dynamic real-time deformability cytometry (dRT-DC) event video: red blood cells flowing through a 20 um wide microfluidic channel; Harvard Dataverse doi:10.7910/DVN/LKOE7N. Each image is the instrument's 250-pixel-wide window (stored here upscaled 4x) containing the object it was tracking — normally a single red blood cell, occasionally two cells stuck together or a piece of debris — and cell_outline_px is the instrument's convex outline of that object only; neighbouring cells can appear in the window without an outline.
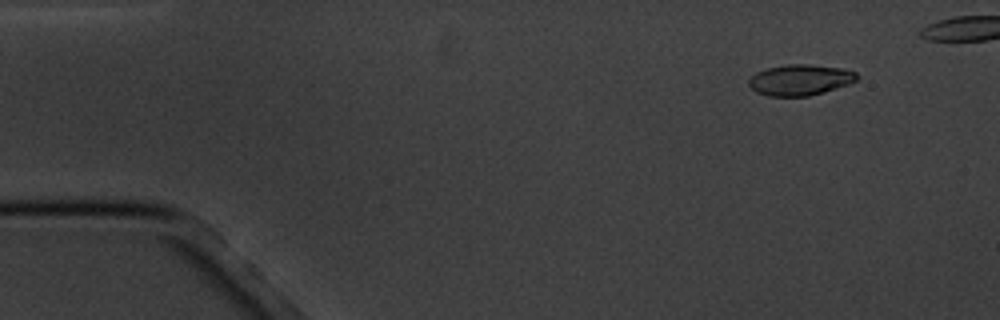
{"species": "common noctule bat (a hibernating species)", "species_latin": "Nyctalus noctula", "temperature_condition": "cold", "stored_images_in_passage": 6, "camera_frame_rate_fps": 3000, "um_per_image_px": 0.085, "animal": {"sex": "male", "body_mass_g": 20.1, "forearm_length_mm": 53.5}, "frame": {"image": 1, "passage_image": 2, "time_ms": 1.333, "image_size_px": [1000, 320], "cell_outline_px": [[856, 80], [848, 84], [824, 92], [808, 96], [768, 96], [756, 92], [748, 84], [748, 80], [756, 72], [764, 68], [788, 64], [808, 64], [844, 68], [856, 72]], "centroid_in_image_um": [67.98, 6.78], "position_along_channel_um": 17.0, "area_um2": 19.48}}